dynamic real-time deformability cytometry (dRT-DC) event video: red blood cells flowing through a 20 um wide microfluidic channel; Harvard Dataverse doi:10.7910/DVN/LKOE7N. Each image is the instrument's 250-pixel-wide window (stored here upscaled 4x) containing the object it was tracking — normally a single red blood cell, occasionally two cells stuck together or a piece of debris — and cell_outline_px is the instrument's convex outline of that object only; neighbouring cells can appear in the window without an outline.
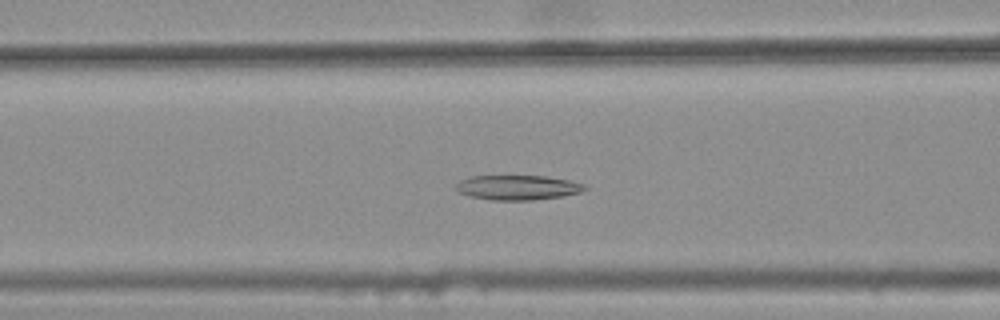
{"species": "common noctule bat (a hibernating species)", "species_latin": "Nyctalus noctula", "temperature_condition": "warm", "stored_images_in_passage": 39, "camera_frame_rate_fps": 3000, "um_per_image_px": 0.085, "animal": {"sex": "female", "body_mass_g": 25.1}, "frame": {"image": 1, "passage_image": 16, "time_ms": 5.0, "image_size_px": [1000, 320], "cell_outline_px": [[588, 188], [580, 192], [560, 196], [532, 200], [492, 200], [468, 196], [452, 188], [460, 180], [468, 176], [544, 176], [572, 180], [584, 184]], "centroid_in_image_um": [43.96, 15.93], "position_along_channel_um": 122.6, "area_um2": 18.67}}
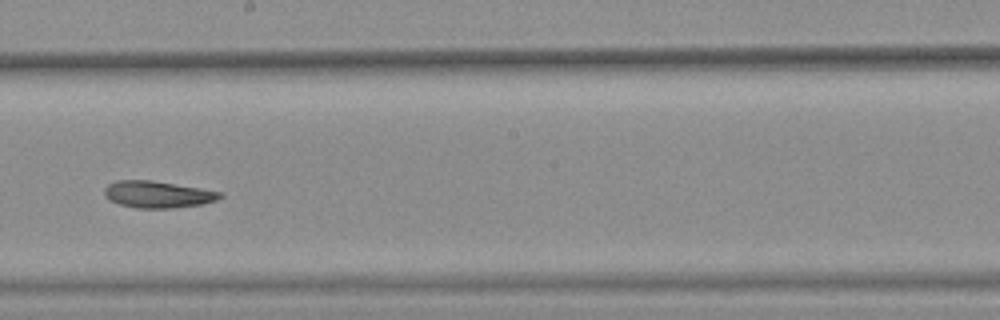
{"frame": {"image": 2, "passage_image": 25, "time_ms": 8.0, "image_size_px": [1000, 320], "cell_outline_px": [[224, 196], [216, 200], [200, 204], [172, 208], [136, 208], [120, 204], [104, 196], [104, 188], [108, 184], [116, 180], [152, 180], [200, 188], [220, 192]], "centroid_in_image_um": [13.38, 16.51], "position_along_channel_um": 234.8, "area_um2": 17.92}}
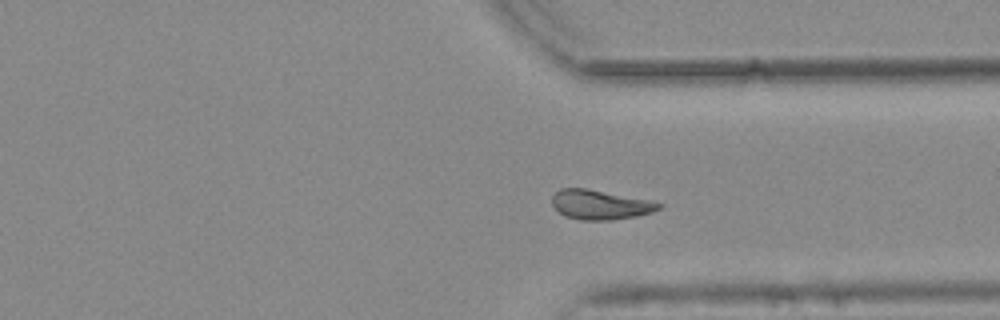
{"frame": {"image": 3, "passage_image": 35, "time_ms": 11.333, "image_size_px": [1000, 320], "cell_outline_px": [[660, 208], [652, 212], [636, 216], [608, 220], [580, 220], [564, 216], [552, 204], [552, 196], [560, 188], [584, 188], [648, 200], [660, 204]], "centroid_in_image_um": [50.96, 17.4], "position_along_channel_um": 360.4, "area_um2": 17.98}, "authors_computed_cell_mechanics": {"area_um2": 18.7272, "velocity_mm_per_s": 3.7421, "shape_relaxation_time_tau1_ms": null, "shape_relaxation_time_tau2_ms": 11.3688, "deformation_change_tau1": null, "deformation_change_tau2": 0.1862}}